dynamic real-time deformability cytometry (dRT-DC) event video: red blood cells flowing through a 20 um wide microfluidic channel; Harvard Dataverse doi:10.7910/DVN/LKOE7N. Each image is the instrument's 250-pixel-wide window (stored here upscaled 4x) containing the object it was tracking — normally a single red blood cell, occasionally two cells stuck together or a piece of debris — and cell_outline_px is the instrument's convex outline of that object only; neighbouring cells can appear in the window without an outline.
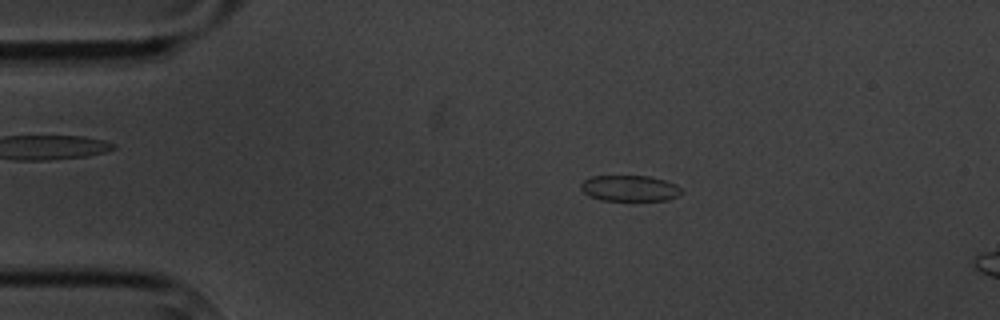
{"species": "common noctule bat (a hibernating species)", "species_latin": "Nyctalus noctula", "temperature_condition": "cold", "stored_images_in_passage": 4, "camera_frame_rate_fps": 3000, "um_per_image_px": 0.085, "animal": {"sex": "male", "body_mass_g": 20.1, "forearm_length_mm": 53.5}, "frame": {"image": 1, "passage_image": 2, "time_ms": 2.0, "image_size_px": [1000, 320], "cell_outline_px": [[684, 192], [668, 200], [600, 200], [588, 196], [580, 188], [580, 184], [584, 180], [592, 176], [648, 176], [664, 180], [676, 184]], "centroid_in_image_um": [53.51, 16.0], "position_along_channel_um": 31.5, "area_um2": 15.2}}